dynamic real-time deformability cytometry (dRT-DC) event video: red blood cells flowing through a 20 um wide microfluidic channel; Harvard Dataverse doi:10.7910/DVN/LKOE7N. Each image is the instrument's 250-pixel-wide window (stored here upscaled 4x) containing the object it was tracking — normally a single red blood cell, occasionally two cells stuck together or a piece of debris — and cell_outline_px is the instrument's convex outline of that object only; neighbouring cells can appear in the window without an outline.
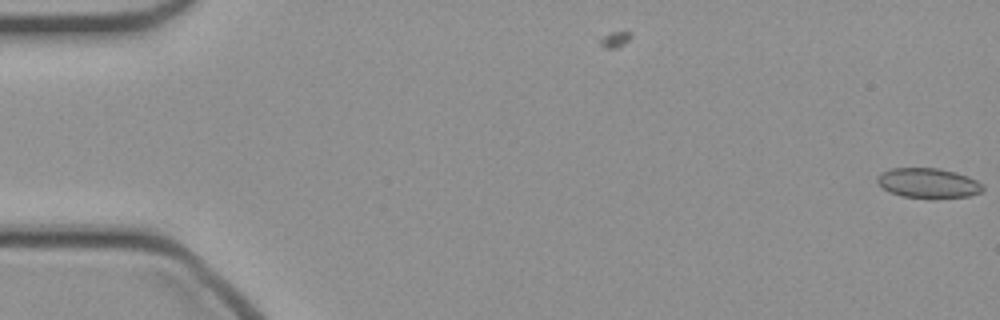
{"species": "common noctule bat (a hibernating species)", "species_latin": "Nyctalus noctula", "temperature_condition": "cold", "stored_images_in_passage": 3, "camera_frame_rate_fps": 3000, "um_per_image_px": 0.085, "animal": {"sex": "female", "body_mass_g": 21.9}, "frame": {"image": 1, "passage_image": 3, "time_ms": 0.667, "image_size_px": [1000, 320], "cell_outline_px": [[984, 188], [980, 192], [968, 196], [936, 200], [932, 200], [900, 196], [888, 192], [876, 180], [876, 176], [880, 172], [892, 168], [940, 168], [956, 172], [968, 176], [984, 184]], "centroid_in_image_um": [78.9, 15.59], "position_along_channel_um": 6.1, "area_um2": 19.02}}